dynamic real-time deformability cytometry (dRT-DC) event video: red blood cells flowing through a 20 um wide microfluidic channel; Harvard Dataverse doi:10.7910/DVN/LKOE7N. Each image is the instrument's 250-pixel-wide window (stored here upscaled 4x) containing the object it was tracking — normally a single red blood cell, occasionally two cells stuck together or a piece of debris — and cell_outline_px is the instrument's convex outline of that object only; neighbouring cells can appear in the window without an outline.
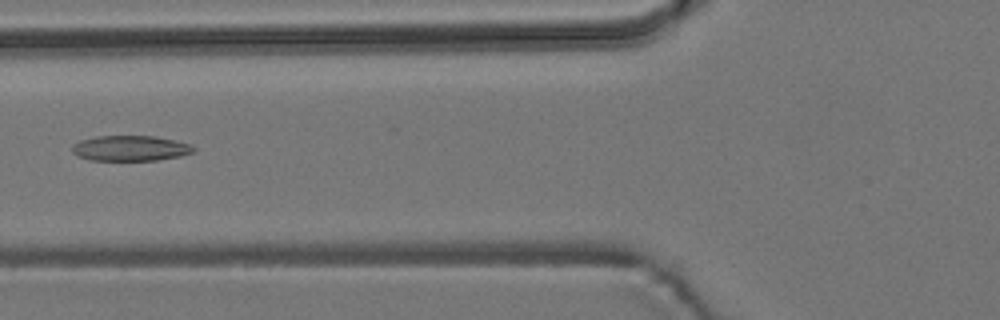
{"species": "common noctule bat (a hibernating species)", "species_latin": "Nyctalus noctula", "temperature_condition": "room temperature", "stored_images_in_passage": 8, "camera_frame_rate_fps": 3000, "um_per_image_px": 0.085, "animal": {"sex": "male", "body_mass_g": 19.2, "forearm_length_mm": 51.8}, "frame": {"image": 1, "passage_image": 6, "time_ms": 6.0, "image_size_px": [1000, 320], "cell_outline_px": [[196, 148], [192, 152], [180, 156], [156, 160], [88, 160], [76, 156], [72, 152], [72, 144], [80, 140], [96, 136], [156, 136], [176, 140], [188, 144]], "centroid_in_image_um": [11.03, 12.6], "position_along_channel_um": 114.8, "area_um2": 18.03}}
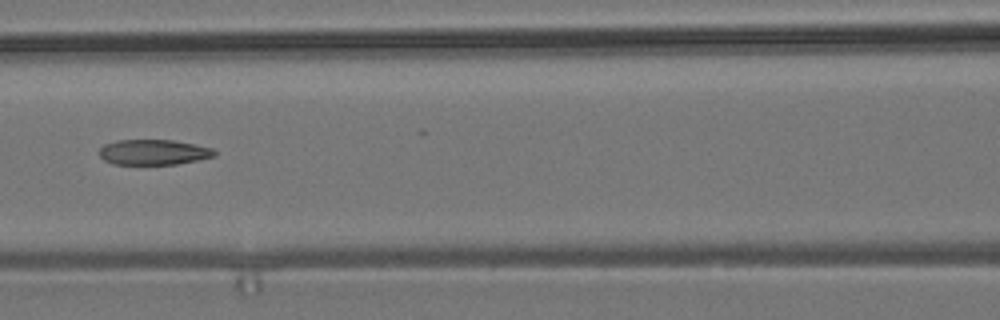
{"frame": {"image": 2, "passage_image": 7, "time_ms": 7.0, "image_size_px": [1000, 320], "cell_outline_px": [[216, 156], [176, 164], [112, 164], [104, 160], [100, 156], [100, 148], [104, 144], [116, 140], [172, 140], [212, 148], [216, 152]], "centroid_in_image_um": [13.02, 12.93], "position_along_channel_um": 153.6, "area_um2": 16.88}}